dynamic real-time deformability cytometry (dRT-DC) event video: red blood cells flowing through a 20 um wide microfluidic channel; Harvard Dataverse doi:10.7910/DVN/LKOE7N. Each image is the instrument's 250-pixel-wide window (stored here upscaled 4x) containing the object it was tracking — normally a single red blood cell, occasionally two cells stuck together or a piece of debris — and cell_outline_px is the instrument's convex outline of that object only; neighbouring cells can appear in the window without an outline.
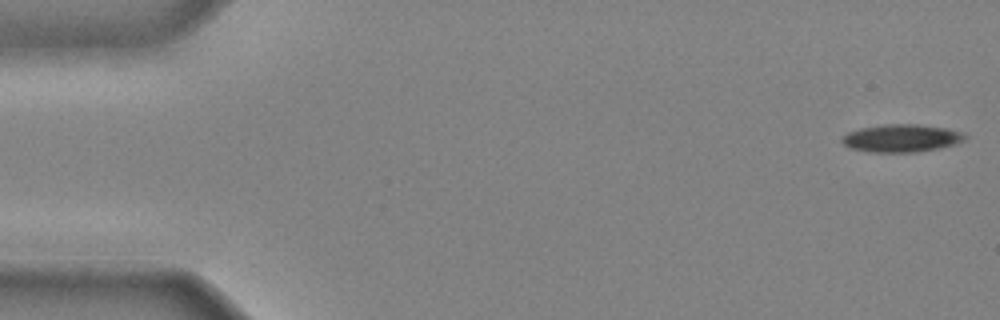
{"species": "common noctule bat (a hibernating species)", "species_latin": "Nyctalus noctula", "temperature_condition": "cold", "stored_images_in_passage": 41, "camera_frame_rate_fps": 3000, "um_per_image_px": 0.085, "animal": {"sex": "male", "body_mass_g": 20.4}, "frame": {"image": 1, "passage_image": 1, "time_ms": 0.0, "image_size_px": [1000, 320], "cell_outline_px": [[968, 136], [964, 140], [952, 144], [936, 148], [916, 152], [868, 152], [848, 148], [840, 140], [848, 132], [860, 128], [884, 124], [920, 124], [948, 128], [964, 132]], "centroid_in_image_um": [76.61, 11.73], "position_along_channel_um": 8.4, "area_um2": 19.94}}
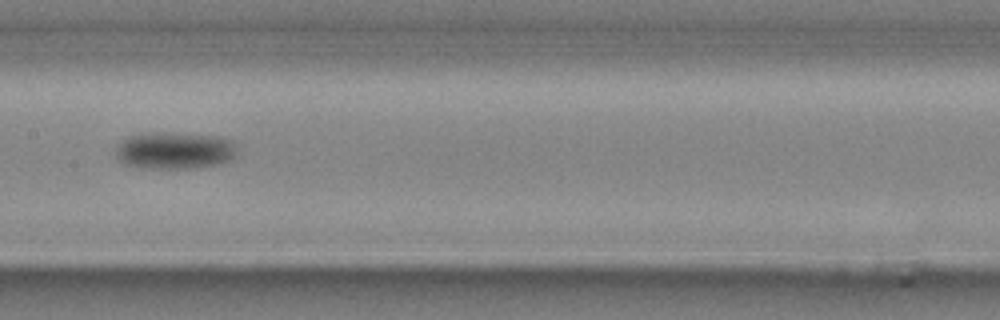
{"frame": {"image": 2, "passage_image": 22, "time_ms": 7.0, "image_size_px": [1000, 320], "cell_outline_px": [[236, 156], [232, 160], [216, 164], [192, 168], [144, 168], [124, 164], [116, 156], [116, 148], [120, 140], [128, 136], [160, 132], [176, 132], [216, 136], [236, 140]], "centroid_in_image_um": [14.87, 12.78], "position_along_channel_um": 192.5, "area_um2": 26.53}}
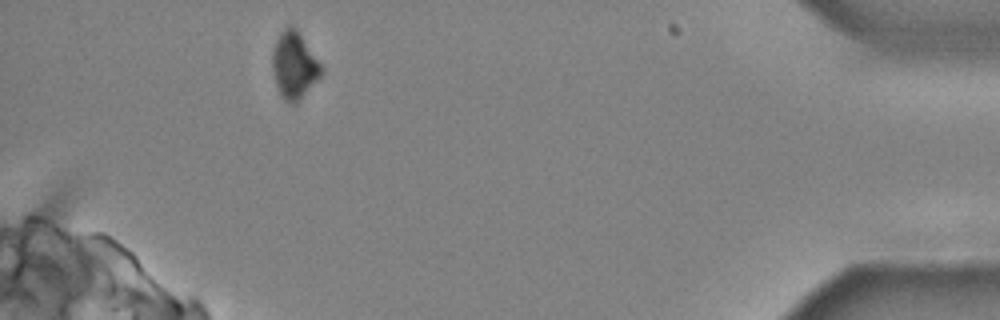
{"frame": {"image": 3, "passage_image": 40, "time_ms": 13.0, "image_size_px": [1000, 320], "cell_outline_px": [[324, 72], [296, 104], [292, 104], [284, 100], [280, 96], [276, 84], [272, 68], [272, 52], [276, 40], [280, 32], [288, 24], [296, 28], [324, 68]], "centroid_in_image_um": [25.01, 5.55], "position_along_channel_um": 410.2, "area_um2": 19.13}}